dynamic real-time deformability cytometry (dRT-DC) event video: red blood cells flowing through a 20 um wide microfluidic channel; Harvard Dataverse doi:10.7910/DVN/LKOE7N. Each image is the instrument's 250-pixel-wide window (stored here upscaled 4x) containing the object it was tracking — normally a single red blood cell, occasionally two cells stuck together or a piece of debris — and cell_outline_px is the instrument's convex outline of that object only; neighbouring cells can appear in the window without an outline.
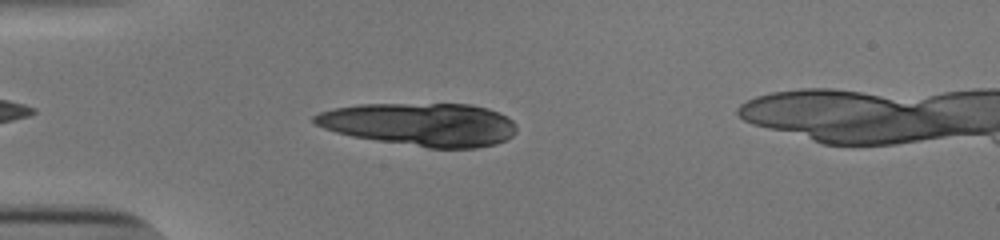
{"species": "human", "species_latin": "Homo sapiens", "temperature_condition": "cold", "stored_images_in_passage": 38, "camera_frame_rate_fps": 3000, "um_per_image_px": 0.085, "donor": {"sex": "male"}, "frame": {"image": 1, "passage_image": 4, "time_ms": 1.0, "image_size_px": [1000, 240], "cell_outline_px": [[516, 132], [512, 136], [496, 144], [476, 148], [428, 148], [376, 140], [352, 136], [336, 132], [324, 128], [316, 124], [312, 120], [312, 116], [320, 112], [336, 108], [360, 104], [472, 104], [488, 108], [512, 120], [516, 128]], "centroid_in_image_um": [35.74, 10.57], "position_along_channel_um": 49.3, "area_um2": 50.63}}
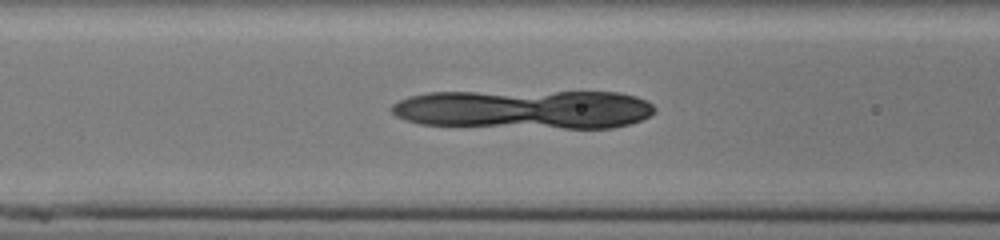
{"frame": {"image": 2, "passage_image": 11, "time_ms": 3.333, "image_size_px": [1000, 240], "cell_outline_px": [[656, 112], [640, 120], [628, 124], [612, 128], [564, 128], [420, 124], [404, 120], [396, 116], [392, 112], [392, 104], [408, 96], [428, 92], [616, 92], [636, 96], [652, 104], [656, 108]], "centroid_in_image_um": [44.57, 9.29], "position_along_channel_um": 122.0, "area_um2": 59.94}}